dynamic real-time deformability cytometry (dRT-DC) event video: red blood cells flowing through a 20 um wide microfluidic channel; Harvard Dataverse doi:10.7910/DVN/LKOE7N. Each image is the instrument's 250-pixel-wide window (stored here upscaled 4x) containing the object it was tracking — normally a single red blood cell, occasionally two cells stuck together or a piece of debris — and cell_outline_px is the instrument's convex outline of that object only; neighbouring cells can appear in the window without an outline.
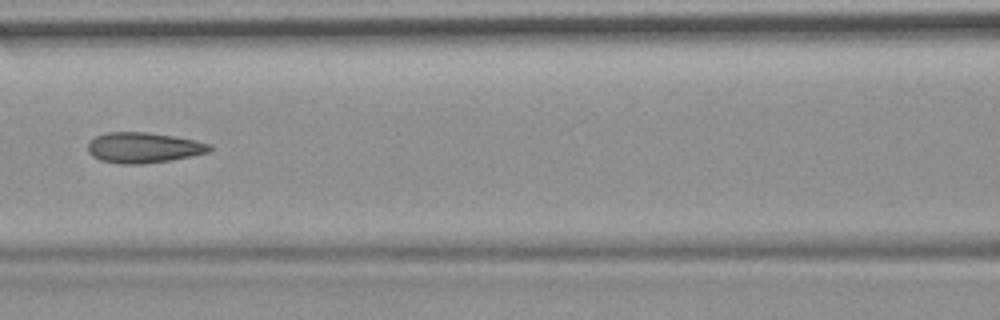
{"species": "common noctule bat (a hibernating species)", "species_latin": "Nyctalus noctula", "temperature_condition": "room temperature", "stored_images_in_passage": 7, "camera_frame_rate_fps": 3000, "um_per_image_px": 0.085, "animal": {"sex": "female", "body_mass_g": 19.9}, "frame": {"image": 1, "passage_image": 7, "time_ms": 2.0, "image_size_px": [1000, 320], "cell_outline_px": [[212, 152], [172, 160], [144, 164], [120, 164], [100, 160], [92, 156], [88, 152], [88, 144], [96, 136], [108, 132], [148, 132], [196, 140], [212, 144]], "centroid_in_image_um": [12.24, 12.56], "position_along_channel_um": 154.4, "area_um2": 21.85}}